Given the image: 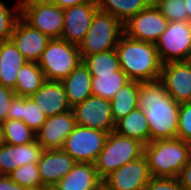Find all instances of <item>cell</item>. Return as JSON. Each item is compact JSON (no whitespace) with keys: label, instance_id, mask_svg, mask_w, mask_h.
<instances>
[{"label":"cell","instance_id":"1","mask_svg":"<svg viewBox=\"0 0 191 190\" xmlns=\"http://www.w3.org/2000/svg\"><path fill=\"white\" fill-rule=\"evenodd\" d=\"M138 108L145 112L150 142L177 138L180 104L169 96L160 79L138 81Z\"/></svg>","mask_w":191,"mask_h":190},{"label":"cell","instance_id":"2","mask_svg":"<svg viewBox=\"0 0 191 190\" xmlns=\"http://www.w3.org/2000/svg\"><path fill=\"white\" fill-rule=\"evenodd\" d=\"M115 50L120 69L130 80L160 79L162 63L154 43L134 40L123 34Z\"/></svg>","mask_w":191,"mask_h":190},{"label":"cell","instance_id":"3","mask_svg":"<svg viewBox=\"0 0 191 190\" xmlns=\"http://www.w3.org/2000/svg\"><path fill=\"white\" fill-rule=\"evenodd\" d=\"M191 143L181 139H164L144 146L152 177H178L188 162Z\"/></svg>","mask_w":191,"mask_h":190},{"label":"cell","instance_id":"4","mask_svg":"<svg viewBox=\"0 0 191 190\" xmlns=\"http://www.w3.org/2000/svg\"><path fill=\"white\" fill-rule=\"evenodd\" d=\"M143 154L144 145L141 142L112 131L108 134L94 166L103 181L118 168L138 159Z\"/></svg>","mask_w":191,"mask_h":190},{"label":"cell","instance_id":"5","mask_svg":"<svg viewBox=\"0 0 191 190\" xmlns=\"http://www.w3.org/2000/svg\"><path fill=\"white\" fill-rule=\"evenodd\" d=\"M82 61L78 45L59 38L50 39L37 64L46 80L62 81Z\"/></svg>","mask_w":191,"mask_h":190},{"label":"cell","instance_id":"6","mask_svg":"<svg viewBox=\"0 0 191 190\" xmlns=\"http://www.w3.org/2000/svg\"><path fill=\"white\" fill-rule=\"evenodd\" d=\"M123 34V24L113 15L99 10L78 46L81 56L114 50Z\"/></svg>","mask_w":191,"mask_h":190},{"label":"cell","instance_id":"7","mask_svg":"<svg viewBox=\"0 0 191 190\" xmlns=\"http://www.w3.org/2000/svg\"><path fill=\"white\" fill-rule=\"evenodd\" d=\"M155 46L162 64L191 60V22H169Z\"/></svg>","mask_w":191,"mask_h":190},{"label":"cell","instance_id":"8","mask_svg":"<svg viewBox=\"0 0 191 190\" xmlns=\"http://www.w3.org/2000/svg\"><path fill=\"white\" fill-rule=\"evenodd\" d=\"M107 136V132L76 125L65 139L61 149L76 163L94 164L104 147Z\"/></svg>","mask_w":191,"mask_h":190},{"label":"cell","instance_id":"9","mask_svg":"<svg viewBox=\"0 0 191 190\" xmlns=\"http://www.w3.org/2000/svg\"><path fill=\"white\" fill-rule=\"evenodd\" d=\"M20 17L32 28L50 39L61 38L63 32V9L57 5L37 2L20 3Z\"/></svg>","mask_w":191,"mask_h":190},{"label":"cell","instance_id":"10","mask_svg":"<svg viewBox=\"0 0 191 190\" xmlns=\"http://www.w3.org/2000/svg\"><path fill=\"white\" fill-rule=\"evenodd\" d=\"M169 21L152 2L123 24L124 34L134 40L156 43Z\"/></svg>","mask_w":191,"mask_h":190},{"label":"cell","instance_id":"11","mask_svg":"<svg viewBox=\"0 0 191 190\" xmlns=\"http://www.w3.org/2000/svg\"><path fill=\"white\" fill-rule=\"evenodd\" d=\"M76 125L89 127L108 134L114 131L111 102L91 95L72 108Z\"/></svg>","mask_w":191,"mask_h":190},{"label":"cell","instance_id":"12","mask_svg":"<svg viewBox=\"0 0 191 190\" xmlns=\"http://www.w3.org/2000/svg\"><path fill=\"white\" fill-rule=\"evenodd\" d=\"M151 177L147 158L143 154L118 168L102 184L109 190H145Z\"/></svg>","mask_w":191,"mask_h":190},{"label":"cell","instance_id":"13","mask_svg":"<svg viewBox=\"0 0 191 190\" xmlns=\"http://www.w3.org/2000/svg\"><path fill=\"white\" fill-rule=\"evenodd\" d=\"M160 80L175 102H191V60L162 64Z\"/></svg>","mask_w":191,"mask_h":190},{"label":"cell","instance_id":"14","mask_svg":"<svg viewBox=\"0 0 191 190\" xmlns=\"http://www.w3.org/2000/svg\"><path fill=\"white\" fill-rule=\"evenodd\" d=\"M98 11V6L94 1L64 9L61 39L79 46Z\"/></svg>","mask_w":191,"mask_h":190},{"label":"cell","instance_id":"15","mask_svg":"<svg viewBox=\"0 0 191 190\" xmlns=\"http://www.w3.org/2000/svg\"><path fill=\"white\" fill-rule=\"evenodd\" d=\"M10 40L21 52L27 62L38 63L50 38L32 28L21 17L16 21Z\"/></svg>","mask_w":191,"mask_h":190},{"label":"cell","instance_id":"16","mask_svg":"<svg viewBox=\"0 0 191 190\" xmlns=\"http://www.w3.org/2000/svg\"><path fill=\"white\" fill-rule=\"evenodd\" d=\"M75 126L76 121L72 110L49 116L36 133V140L43 149H61Z\"/></svg>","mask_w":191,"mask_h":190},{"label":"cell","instance_id":"17","mask_svg":"<svg viewBox=\"0 0 191 190\" xmlns=\"http://www.w3.org/2000/svg\"><path fill=\"white\" fill-rule=\"evenodd\" d=\"M76 164V161L62 149H44L38 161L42 185L55 186Z\"/></svg>","mask_w":191,"mask_h":190},{"label":"cell","instance_id":"18","mask_svg":"<svg viewBox=\"0 0 191 190\" xmlns=\"http://www.w3.org/2000/svg\"><path fill=\"white\" fill-rule=\"evenodd\" d=\"M30 98L41 107L47 117L72 110L61 81L46 80Z\"/></svg>","mask_w":191,"mask_h":190},{"label":"cell","instance_id":"19","mask_svg":"<svg viewBox=\"0 0 191 190\" xmlns=\"http://www.w3.org/2000/svg\"><path fill=\"white\" fill-rule=\"evenodd\" d=\"M101 185L93 163H76L55 186L58 190H98Z\"/></svg>","mask_w":191,"mask_h":190},{"label":"cell","instance_id":"20","mask_svg":"<svg viewBox=\"0 0 191 190\" xmlns=\"http://www.w3.org/2000/svg\"><path fill=\"white\" fill-rule=\"evenodd\" d=\"M47 118L41 107L30 97L15 95L7 108V119L22 120L35 133L39 131Z\"/></svg>","mask_w":191,"mask_h":190},{"label":"cell","instance_id":"21","mask_svg":"<svg viewBox=\"0 0 191 190\" xmlns=\"http://www.w3.org/2000/svg\"><path fill=\"white\" fill-rule=\"evenodd\" d=\"M92 75L83 61L61 81L71 108L92 95Z\"/></svg>","mask_w":191,"mask_h":190},{"label":"cell","instance_id":"22","mask_svg":"<svg viewBox=\"0 0 191 190\" xmlns=\"http://www.w3.org/2000/svg\"><path fill=\"white\" fill-rule=\"evenodd\" d=\"M26 62L11 40L0 41V85L14 89L18 71Z\"/></svg>","mask_w":191,"mask_h":190},{"label":"cell","instance_id":"23","mask_svg":"<svg viewBox=\"0 0 191 190\" xmlns=\"http://www.w3.org/2000/svg\"><path fill=\"white\" fill-rule=\"evenodd\" d=\"M115 132L141 142L144 146L150 142V131L145 112L136 108L115 123Z\"/></svg>","mask_w":191,"mask_h":190},{"label":"cell","instance_id":"24","mask_svg":"<svg viewBox=\"0 0 191 190\" xmlns=\"http://www.w3.org/2000/svg\"><path fill=\"white\" fill-rule=\"evenodd\" d=\"M46 81L45 75L36 62H26L18 71L15 88L16 96L31 97Z\"/></svg>","mask_w":191,"mask_h":190},{"label":"cell","instance_id":"25","mask_svg":"<svg viewBox=\"0 0 191 190\" xmlns=\"http://www.w3.org/2000/svg\"><path fill=\"white\" fill-rule=\"evenodd\" d=\"M98 9L116 17L122 24L144 10L152 0H93Z\"/></svg>","mask_w":191,"mask_h":190},{"label":"cell","instance_id":"26","mask_svg":"<svg viewBox=\"0 0 191 190\" xmlns=\"http://www.w3.org/2000/svg\"><path fill=\"white\" fill-rule=\"evenodd\" d=\"M110 102L112 118L116 123L119 119L138 108V81L130 80L119 88Z\"/></svg>","mask_w":191,"mask_h":190},{"label":"cell","instance_id":"27","mask_svg":"<svg viewBox=\"0 0 191 190\" xmlns=\"http://www.w3.org/2000/svg\"><path fill=\"white\" fill-rule=\"evenodd\" d=\"M92 95L99 96L105 100H111L115 93L130 81L123 71L113 74H91Z\"/></svg>","mask_w":191,"mask_h":190},{"label":"cell","instance_id":"28","mask_svg":"<svg viewBox=\"0 0 191 190\" xmlns=\"http://www.w3.org/2000/svg\"><path fill=\"white\" fill-rule=\"evenodd\" d=\"M82 59L90 74H113L116 71H122L115 49L82 56Z\"/></svg>","mask_w":191,"mask_h":190},{"label":"cell","instance_id":"29","mask_svg":"<svg viewBox=\"0 0 191 190\" xmlns=\"http://www.w3.org/2000/svg\"><path fill=\"white\" fill-rule=\"evenodd\" d=\"M5 143L8 145H25L36 140L33 132L22 120L6 119L2 123Z\"/></svg>","mask_w":191,"mask_h":190},{"label":"cell","instance_id":"30","mask_svg":"<svg viewBox=\"0 0 191 190\" xmlns=\"http://www.w3.org/2000/svg\"><path fill=\"white\" fill-rule=\"evenodd\" d=\"M13 5L10 7L0 0V41L10 40L15 23L20 18V3L16 1Z\"/></svg>","mask_w":191,"mask_h":190},{"label":"cell","instance_id":"31","mask_svg":"<svg viewBox=\"0 0 191 190\" xmlns=\"http://www.w3.org/2000/svg\"><path fill=\"white\" fill-rule=\"evenodd\" d=\"M8 176L15 183L25 187L26 189L42 186V180L38 171L37 163L24 164L14 169Z\"/></svg>","mask_w":191,"mask_h":190},{"label":"cell","instance_id":"32","mask_svg":"<svg viewBox=\"0 0 191 190\" xmlns=\"http://www.w3.org/2000/svg\"><path fill=\"white\" fill-rule=\"evenodd\" d=\"M153 3L169 22L187 20L184 0H153Z\"/></svg>","mask_w":191,"mask_h":190},{"label":"cell","instance_id":"33","mask_svg":"<svg viewBox=\"0 0 191 190\" xmlns=\"http://www.w3.org/2000/svg\"><path fill=\"white\" fill-rule=\"evenodd\" d=\"M43 150L37 140L25 145H15L17 168L24 164L38 163Z\"/></svg>","mask_w":191,"mask_h":190},{"label":"cell","instance_id":"34","mask_svg":"<svg viewBox=\"0 0 191 190\" xmlns=\"http://www.w3.org/2000/svg\"><path fill=\"white\" fill-rule=\"evenodd\" d=\"M177 138L191 143V102L180 104Z\"/></svg>","mask_w":191,"mask_h":190},{"label":"cell","instance_id":"35","mask_svg":"<svg viewBox=\"0 0 191 190\" xmlns=\"http://www.w3.org/2000/svg\"><path fill=\"white\" fill-rule=\"evenodd\" d=\"M16 168L15 145L5 143L0 146V175H9Z\"/></svg>","mask_w":191,"mask_h":190},{"label":"cell","instance_id":"36","mask_svg":"<svg viewBox=\"0 0 191 190\" xmlns=\"http://www.w3.org/2000/svg\"><path fill=\"white\" fill-rule=\"evenodd\" d=\"M145 190H185L178 177H151Z\"/></svg>","mask_w":191,"mask_h":190},{"label":"cell","instance_id":"37","mask_svg":"<svg viewBox=\"0 0 191 190\" xmlns=\"http://www.w3.org/2000/svg\"><path fill=\"white\" fill-rule=\"evenodd\" d=\"M15 97L13 89L0 85V122L7 119V108Z\"/></svg>","mask_w":191,"mask_h":190},{"label":"cell","instance_id":"38","mask_svg":"<svg viewBox=\"0 0 191 190\" xmlns=\"http://www.w3.org/2000/svg\"><path fill=\"white\" fill-rule=\"evenodd\" d=\"M178 179L185 190H191V152L188 162L183 167Z\"/></svg>","mask_w":191,"mask_h":190},{"label":"cell","instance_id":"39","mask_svg":"<svg viewBox=\"0 0 191 190\" xmlns=\"http://www.w3.org/2000/svg\"><path fill=\"white\" fill-rule=\"evenodd\" d=\"M0 190H26L15 183L8 175H0Z\"/></svg>","mask_w":191,"mask_h":190},{"label":"cell","instance_id":"40","mask_svg":"<svg viewBox=\"0 0 191 190\" xmlns=\"http://www.w3.org/2000/svg\"><path fill=\"white\" fill-rule=\"evenodd\" d=\"M89 1H93V0H58V3L56 5L64 10V9L69 8L71 6L83 4V3H86Z\"/></svg>","mask_w":191,"mask_h":190},{"label":"cell","instance_id":"41","mask_svg":"<svg viewBox=\"0 0 191 190\" xmlns=\"http://www.w3.org/2000/svg\"><path fill=\"white\" fill-rule=\"evenodd\" d=\"M24 2H37L43 4L56 5L58 3V0H26Z\"/></svg>","mask_w":191,"mask_h":190},{"label":"cell","instance_id":"42","mask_svg":"<svg viewBox=\"0 0 191 190\" xmlns=\"http://www.w3.org/2000/svg\"><path fill=\"white\" fill-rule=\"evenodd\" d=\"M186 12H187V21L191 22V0H184Z\"/></svg>","mask_w":191,"mask_h":190},{"label":"cell","instance_id":"43","mask_svg":"<svg viewBox=\"0 0 191 190\" xmlns=\"http://www.w3.org/2000/svg\"><path fill=\"white\" fill-rule=\"evenodd\" d=\"M3 144H5V139H4L3 127L0 122V146H2Z\"/></svg>","mask_w":191,"mask_h":190},{"label":"cell","instance_id":"44","mask_svg":"<svg viewBox=\"0 0 191 190\" xmlns=\"http://www.w3.org/2000/svg\"><path fill=\"white\" fill-rule=\"evenodd\" d=\"M40 190H58L56 186L53 185H42Z\"/></svg>","mask_w":191,"mask_h":190},{"label":"cell","instance_id":"45","mask_svg":"<svg viewBox=\"0 0 191 190\" xmlns=\"http://www.w3.org/2000/svg\"><path fill=\"white\" fill-rule=\"evenodd\" d=\"M98 190H109L106 186H104L103 184L99 187Z\"/></svg>","mask_w":191,"mask_h":190},{"label":"cell","instance_id":"46","mask_svg":"<svg viewBox=\"0 0 191 190\" xmlns=\"http://www.w3.org/2000/svg\"><path fill=\"white\" fill-rule=\"evenodd\" d=\"M26 190H40V187H38V188H28Z\"/></svg>","mask_w":191,"mask_h":190},{"label":"cell","instance_id":"47","mask_svg":"<svg viewBox=\"0 0 191 190\" xmlns=\"http://www.w3.org/2000/svg\"><path fill=\"white\" fill-rule=\"evenodd\" d=\"M19 3H22V2H24V1H26V0H17Z\"/></svg>","mask_w":191,"mask_h":190}]
</instances>
